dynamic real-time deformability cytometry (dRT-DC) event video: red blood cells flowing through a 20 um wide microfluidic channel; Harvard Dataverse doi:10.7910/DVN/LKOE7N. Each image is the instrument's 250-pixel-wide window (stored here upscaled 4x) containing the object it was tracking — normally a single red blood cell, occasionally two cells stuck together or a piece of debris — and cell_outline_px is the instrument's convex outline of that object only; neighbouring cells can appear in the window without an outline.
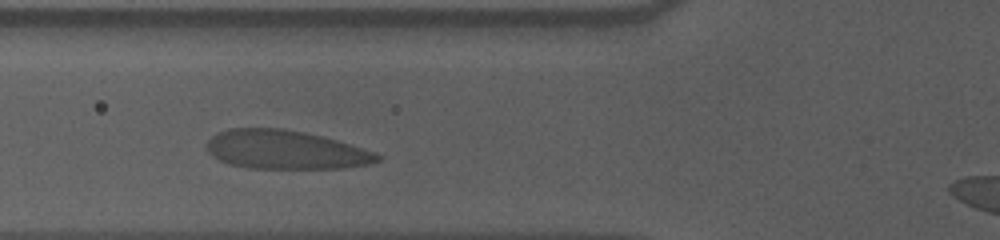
{"species": "human", "species_latin": "Homo sapiens", "temperature_condition": "cold", "stored_images_in_passage": 33, "camera_frame_rate_fps": 3000, "um_per_image_px": 0.085, "donor": {"sex": "male"}, "frame": {"image": 1, "passage_image": 9, "time_ms": 2.667, "image_size_px": [1000, 240], "cell_outline_px": [[384, 156], [380, 160], [372, 164], [344, 168], [248, 168], [228, 164], [212, 156], [204, 148], [208, 140], [212, 136], [228, 128], [280, 128], [304, 132], [336, 140], [376, 152]], "centroid_in_image_um": [24.26, 12.74], "position_along_channel_um": 101.5, "area_um2": 38.73}}
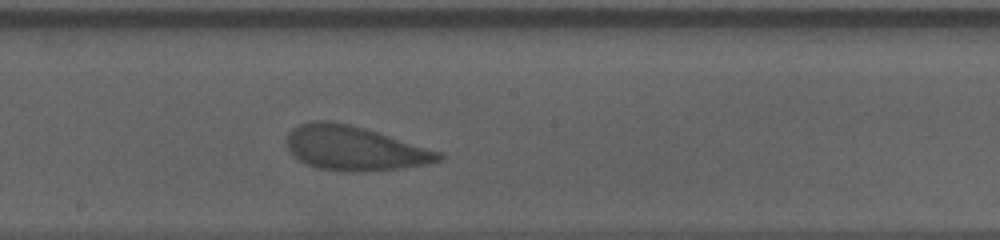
{"frame": {"image": 2, "passage_image": 19, "time_ms": 6.0, "image_size_px": [1000, 240], "cell_outline_px": [[444, 160], [428, 164], [404, 168], [364, 172], [336, 172], [316, 168], [292, 156], [288, 148], [288, 132], [292, 128], [300, 124], [312, 120], [328, 120], [352, 124], [444, 152]], "centroid_in_image_um": [30.17, 12.61], "position_along_channel_um": 218.0, "area_um2": 40.11}}
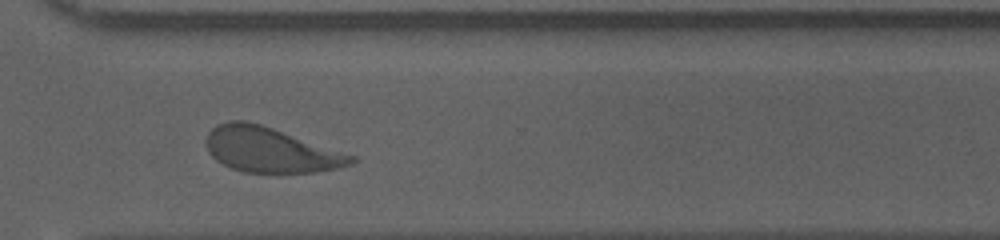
{"frame": {"image": 3, "passage_image": 30, "time_ms": 9.667, "image_size_px": [1000, 240], "cell_outline_px": [[356, 160], [352, 164], [340, 168], [316, 172], [244, 172], [232, 168], [216, 160], [208, 152], [204, 144], [204, 140], [208, 132], [216, 124], [228, 120], [244, 120], [260, 124], [356, 156]], "centroid_in_image_um": [22.95, 12.73], "position_along_channel_um": 347.7, "area_um2": 38.03}, "authors_computed_cell_mechanics": {"area_um2": 39.2462, "velocity_mm_per_s": 3.5089, "shape_relaxation_time_tau1_ms": 4.3033, "shape_relaxation_time_tau2_ms": 1.2191, "deformation_change_tau1": 0.1196, "deformation_change_tau2": 0.0534}}